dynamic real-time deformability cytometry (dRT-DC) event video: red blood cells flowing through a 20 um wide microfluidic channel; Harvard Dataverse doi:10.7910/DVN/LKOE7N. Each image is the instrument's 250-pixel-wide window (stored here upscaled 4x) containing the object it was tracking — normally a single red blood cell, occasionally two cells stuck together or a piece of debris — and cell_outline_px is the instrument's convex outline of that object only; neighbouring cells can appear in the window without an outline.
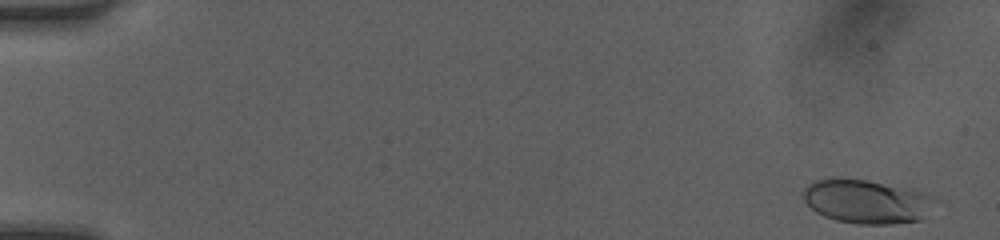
{"species": "human", "species_latin": "Homo sapiens", "temperature_condition": "room temperature", "stored_images_in_passage": 49, "camera_frame_rate_fps": 3000, "um_per_image_px": 0.085, "donor": {"sex": "female"}, "frame": {"image": 1, "passage_image": 2, "time_ms": 0.333, "image_size_px": [1000, 240], "cell_outline_px": [[932, 200], [920, 220], [892, 224], [856, 224], [836, 220], [824, 216], [816, 212], [804, 200], [804, 188], [808, 184], [816, 180], [832, 176], [836, 176], [868, 180], [912, 188], [924, 192], [932, 196]], "centroid_in_image_um": [73.58, 17.09], "position_along_channel_um": 11.4, "area_um2": 33.7}}
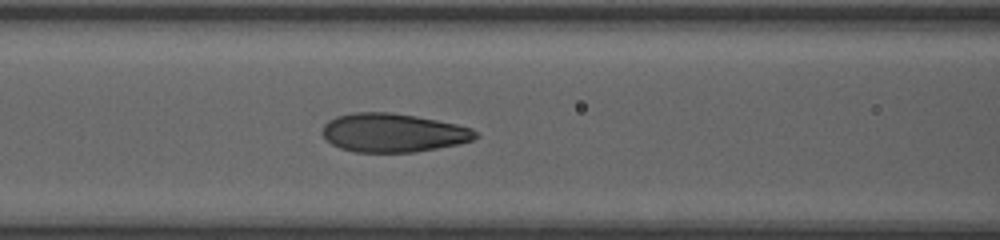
{"frame": {"image": 2, "passage_image": 22, "time_ms": 7.0, "image_size_px": [1000, 240], "cell_outline_px": [[480, 136], [472, 140], [456, 144], [416, 152], [356, 152], [340, 148], [332, 144], [320, 132], [324, 124], [328, 120], [336, 116], [352, 112], [392, 112], [416, 116], [456, 124], [472, 128]], "centroid_in_image_um": [33.38, 11.27], "position_along_channel_um": 133.2, "area_um2": 34.56}}
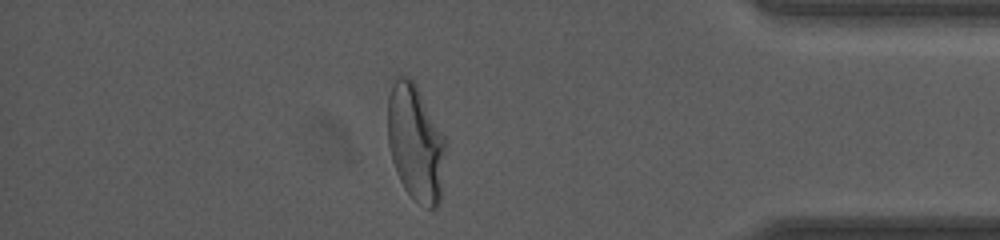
{"frame": {"image": 3, "passage_image": 43, "time_ms": 14.0, "image_size_px": [1000, 240], "cell_outline_px": [[448, 144], [440, 204], [436, 208], [428, 208], [416, 200], [404, 188], [396, 172], [392, 160], [388, 144], [388, 96], [392, 76], [408, 76], [416, 84], [444, 136]], "centroid_in_image_um": [35.34, 12.12], "position_along_channel_um": 399.9, "area_um2": 39.94}, "authors_computed_cell_mechanics": {"area_um2": 33.9864, "velocity_mm_per_s": 4.2238, "shape_relaxation_time_tau1_ms": 4.1761, "shape_relaxation_time_tau2_ms": null, "deformation_change_tau1": 0.1683, "deformation_change_tau2": null}}